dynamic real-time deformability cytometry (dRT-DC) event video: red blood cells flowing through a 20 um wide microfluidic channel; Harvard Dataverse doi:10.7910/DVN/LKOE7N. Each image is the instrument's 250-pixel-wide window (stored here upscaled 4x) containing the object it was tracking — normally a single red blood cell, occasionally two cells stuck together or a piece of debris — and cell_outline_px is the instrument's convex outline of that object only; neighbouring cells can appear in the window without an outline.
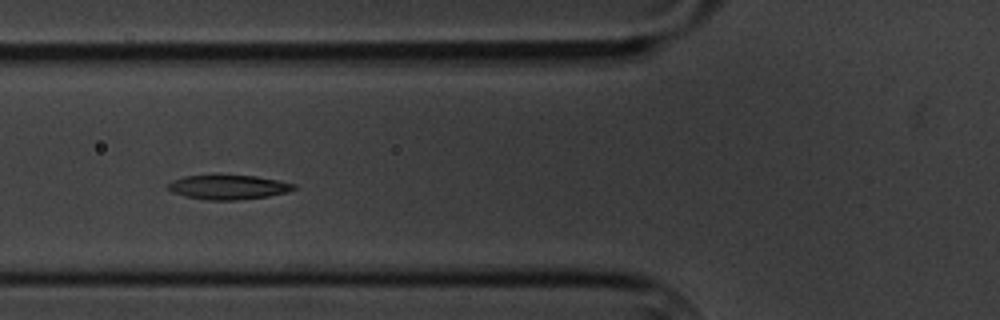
{"species": "common noctule bat (a hibernating species)", "species_latin": "Nyctalus noctula", "temperature_condition": "cold", "stored_images_in_passage": 6, "camera_frame_rate_fps": 3000, "um_per_image_px": 0.085, "animal": {"sex": "male", "body_mass_g": 20.1, "forearm_length_mm": 53.5}, "frame": {"image": 1, "passage_image": 5, "time_ms": 4.667, "image_size_px": [1000, 320], "cell_outline_px": [[296, 188], [288, 192], [268, 196], [240, 200], [208, 200], [184, 196], [172, 192], [168, 188], [168, 184], [172, 180], [184, 176], [256, 176], [296, 184]], "centroid_in_image_um": [19.41, 15.92], "position_along_channel_um": 106.4, "area_um2": 17.69}}
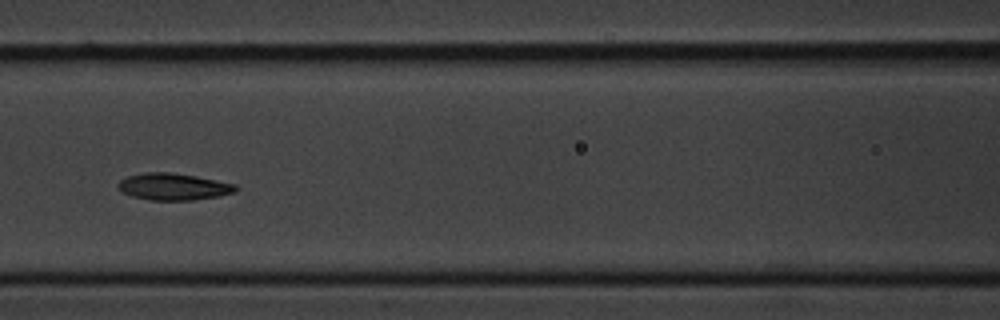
{"frame": {"image": 2, "passage_image": 6, "time_ms": 6.0, "image_size_px": [1000, 320], "cell_outline_px": [[240, 188], [236, 192], [220, 196], [192, 200], [152, 200], [132, 196], [124, 192], [116, 184], [120, 180], [128, 176], [144, 172], [168, 172], [196, 176], [236, 184]], "centroid_in_image_um": [14.79, 15.86], "position_along_channel_um": 151.8, "area_um2": 18.38}}